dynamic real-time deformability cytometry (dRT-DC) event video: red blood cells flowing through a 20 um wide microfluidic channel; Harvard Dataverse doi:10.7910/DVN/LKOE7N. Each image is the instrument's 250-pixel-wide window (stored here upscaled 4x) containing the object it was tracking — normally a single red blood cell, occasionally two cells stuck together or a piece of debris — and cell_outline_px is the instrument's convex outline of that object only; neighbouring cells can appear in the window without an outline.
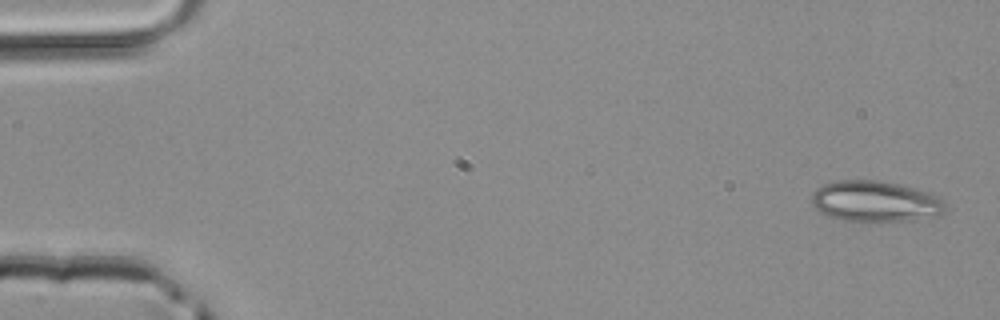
{"species": "common noctule bat (a hibernating species)", "species_latin": "Nyctalus noctula", "temperature_condition": "room temperature", "stored_images_in_passage": 47, "camera_frame_rate_fps": 3000, "um_per_image_px": 0.085, "animal": {"sex": "male", "body_mass_g": 20.4}, "frame": {"image": 1, "passage_image": 1, "time_ms": 0.0, "image_size_px": [1000, 320], "cell_outline_px": [[944, 208], [940, 216], [912, 220], [880, 224], [840, 220], [820, 212], [812, 204], [812, 192], [816, 188], [824, 184], [836, 180], [876, 180], [900, 184], [928, 192], [936, 196], [944, 204]], "centroid_in_image_um": [74.37, 17.15], "position_along_channel_um": 10.6, "area_um2": 32.54}}
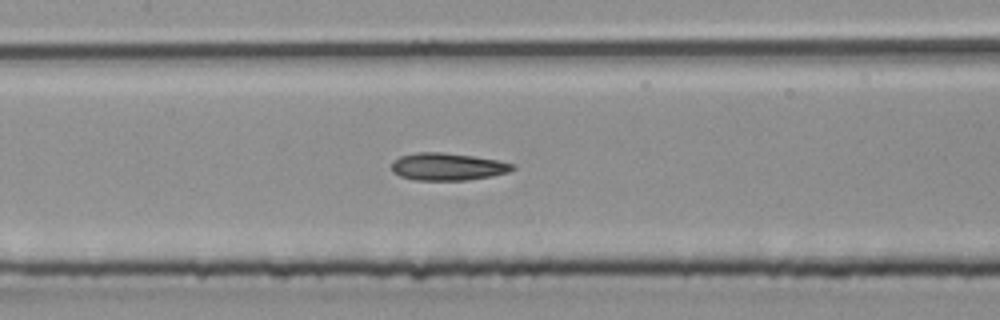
{"frame": {"image": 2, "passage_image": 22, "time_ms": 7.0, "image_size_px": [1000, 320], "cell_outline_px": [[516, 168], [508, 172], [492, 176], [468, 180], [416, 180], [400, 176], [392, 172], [392, 160], [400, 156], [416, 152], [444, 152], [500, 160], [516, 164]], "centroid_in_image_um": [38.06, 14.16], "position_along_channel_um": 169.3, "area_um2": 19.54}}
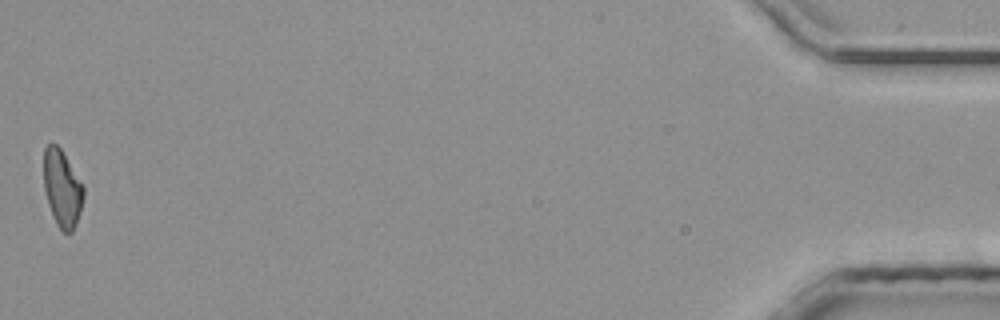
{"frame": {"image": 3, "passage_image": 47, "time_ms": 15.333, "image_size_px": [1000, 320], "cell_outline_px": [[84, 196], [72, 232], [68, 236], [56, 224], [52, 216], [48, 204], [44, 188], [44, 148], [52, 140], [60, 148], [84, 184]], "centroid_in_image_um": [5.27, 15.99], "position_along_channel_um": 429.9, "area_um2": 17.92}}